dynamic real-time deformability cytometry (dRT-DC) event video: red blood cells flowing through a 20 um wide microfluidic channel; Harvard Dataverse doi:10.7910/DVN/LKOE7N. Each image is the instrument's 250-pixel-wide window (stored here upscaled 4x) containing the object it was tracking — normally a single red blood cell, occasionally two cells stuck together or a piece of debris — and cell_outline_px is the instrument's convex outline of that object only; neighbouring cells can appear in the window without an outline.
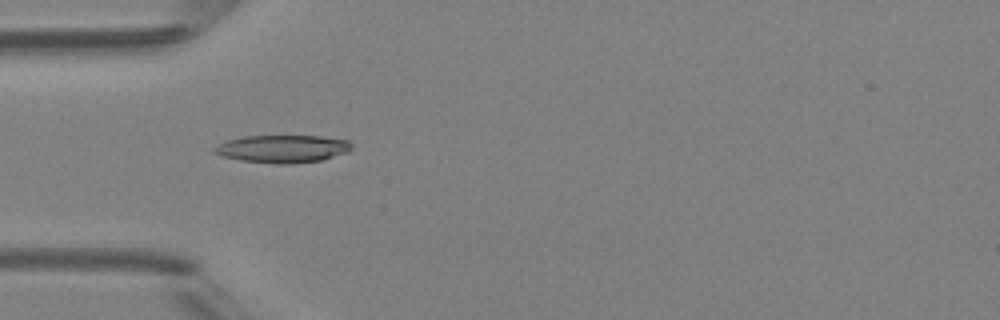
{"species": "Egyptian fruit bat (a non-hibernating species)", "species_latin": "Rousettus aegyptiacus", "temperature_condition": "room temperature", "stored_images_in_passage": 2, "camera_frame_rate_fps": 3000, "um_per_image_px": 0.085, "animal": {"sex": "female"}, "frame": {"image": 1, "passage_image": 2, "time_ms": 1.333, "image_size_px": [1000, 320], "cell_outline_px": [[352, 148], [348, 152], [320, 160], [292, 164], [276, 164], [240, 160], [224, 156], [212, 152], [212, 148], [228, 140], [244, 136], [320, 136], [348, 140], [352, 144]], "centroid_in_image_um": [24.03, 12.65], "position_along_channel_um": 61.0, "area_um2": 22.08}}